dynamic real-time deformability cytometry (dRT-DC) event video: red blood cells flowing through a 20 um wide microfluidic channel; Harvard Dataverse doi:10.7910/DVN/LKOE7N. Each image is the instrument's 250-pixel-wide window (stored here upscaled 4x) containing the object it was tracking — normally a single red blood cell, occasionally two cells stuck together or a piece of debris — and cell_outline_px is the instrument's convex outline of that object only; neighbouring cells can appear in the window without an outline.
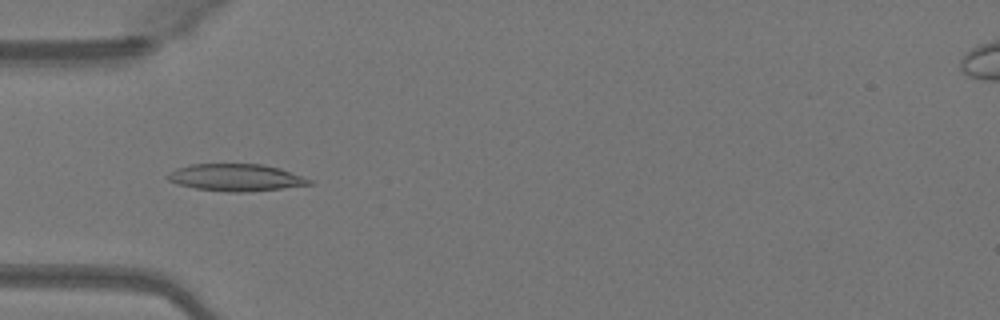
{"species": "Egyptian fruit bat (a non-hibernating species)", "species_latin": "Rousettus aegyptiacus", "temperature_condition": "warm", "stored_images_in_passage": 40, "camera_frame_rate_fps": 3000, "um_per_image_px": 0.085, "animal": {"sex": "female"}, "frame": {"image": 1, "passage_image": 6, "time_ms": 1.667, "image_size_px": [1000, 320], "cell_outline_px": [[316, 184], [280, 188], [240, 192], [228, 192], [196, 188], [176, 184], [168, 180], [164, 176], [176, 168], [192, 164], [264, 164], [280, 168], [312, 180]], "centroid_in_image_um": [20.03, 15.08], "position_along_channel_um": 65.0, "area_um2": 22.31}}
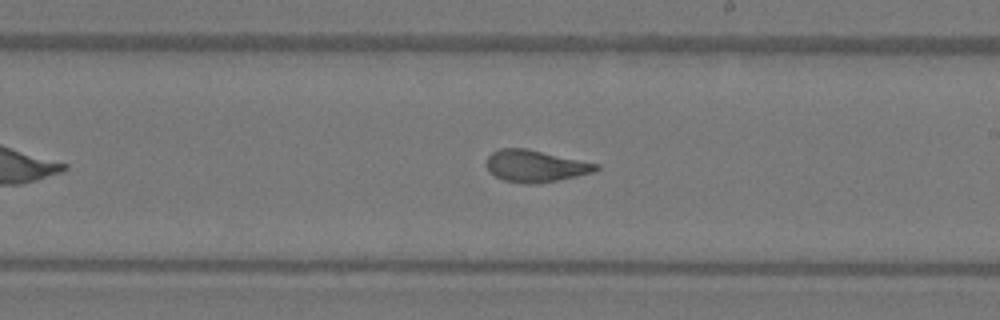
{"frame": {"image": 2, "passage_image": 19, "time_ms": 6.0, "image_size_px": [1000, 320], "cell_outline_px": [[600, 168], [596, 172], [536, 184], [528, 184], [504, 180], [496, 176], [488, 168], [488, 156], [492, 152], [500, 148], [524, 148], [600, 164]], "centroid_in_image_um": [45.55, 14.11], "position_along_channel_um": 243.4, "area_um2": 20.06}}
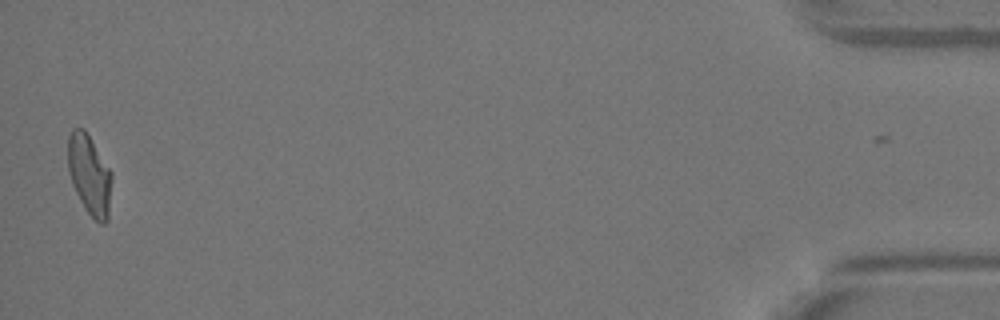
{"frame": {"image": 3, "passage_image": 39, "time_ms": 12.667, "image_size_px": [1000, 320], "cell_outline_px": [[112, 180], [108, 220], [104, 224], [100, 224], [84, 208], [72, 184], [68, 172], [68, 136], [72, 128], [84, 128], [112, 172]], "centroid_in_image_um": [7.61, 14.86], "position_along_channel_um": 427.6, "area_um2": 20.52}, "authors_computed_cell_mechanics": {"area_um2": 20.4901, "velocity_mm_per_s": 4.1248, "shape_relaxation_time_tau1_ms": 6.2371, "shape_relaxation_time_tau2_ms": 1.0116, "deformation_change_tau1": 0.2139, "deformation_change_tau2": 0.0736}}